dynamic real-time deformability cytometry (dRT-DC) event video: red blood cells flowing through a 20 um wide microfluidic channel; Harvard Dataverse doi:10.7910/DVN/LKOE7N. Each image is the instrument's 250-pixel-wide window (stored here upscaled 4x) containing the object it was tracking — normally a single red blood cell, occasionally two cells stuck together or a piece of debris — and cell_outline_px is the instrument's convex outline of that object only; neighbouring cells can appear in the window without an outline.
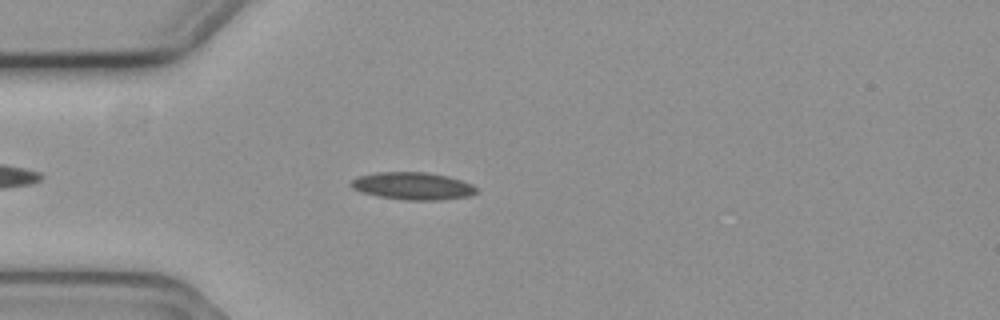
{"species": "common noctule bat (a hibernating species)", "species_latin": "Nyctalus noctula", "temperature_condition": "cold", "stored_images_in_passage": 6, "camera_frame_rate_fps": 3000, "um_per_image_px": 0.085, "animal": {"sex": "female", "body_mass_g": 19.3, "forearm_length_mm": 54.1}, "frame": {"image": 1, "passage_image": 5, "time_ms": 1.333, "image_size_px": [1000, 320], "cell_outline_px": [[476, 192], [472, 196], [440, 200], [408, 200], [380, 196], [364, 192], [352, 188], [348, 184], [352, 180], [360, 176], [376, 172], [424, 172], [448, 176], [472, 184], [476, 188]], "centroid_in_image_um": [35.11, 15.81], "position_along_channel_um": 49.9, "area_um2": 19.88}}